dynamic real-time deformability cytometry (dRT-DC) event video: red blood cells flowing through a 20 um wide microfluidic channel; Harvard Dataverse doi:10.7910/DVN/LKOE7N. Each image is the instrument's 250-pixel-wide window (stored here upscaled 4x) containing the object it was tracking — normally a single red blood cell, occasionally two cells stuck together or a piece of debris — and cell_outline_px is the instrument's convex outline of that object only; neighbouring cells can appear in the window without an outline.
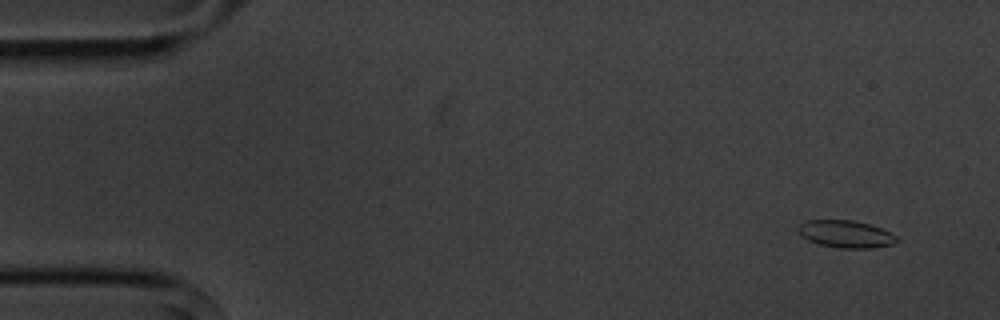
{"species": "common noctule bat (a hibernating species)", "species_latin": "Nyctalus noctula", "temperature_condition": "cold", "stored_images_in_passage": 4, "camera_frame_rate_fps": 3000, "um_per_image_px": 0.085, "animal": {"sex": "male", "body_mass_g": 20.1, "forearm_length_mm": 53.5}, "frame": {"image": 1, "passage_image": 1, "time_ms": 0.0, "image_size_px": [1000, 320], "cell_outline_px": [[896, 244], [872, 248], [840, 248], [820, 244], [808, 240], [800, 236], [796, 232], [796, 228], [800, 224], [808, 220], [852, 220], [868, 224], [880, 228], [896, 236]], "centroid_in_image_um": [71.84, 19.9], "position_along_channel_um": 13.2, "area_um2": 15.66}}